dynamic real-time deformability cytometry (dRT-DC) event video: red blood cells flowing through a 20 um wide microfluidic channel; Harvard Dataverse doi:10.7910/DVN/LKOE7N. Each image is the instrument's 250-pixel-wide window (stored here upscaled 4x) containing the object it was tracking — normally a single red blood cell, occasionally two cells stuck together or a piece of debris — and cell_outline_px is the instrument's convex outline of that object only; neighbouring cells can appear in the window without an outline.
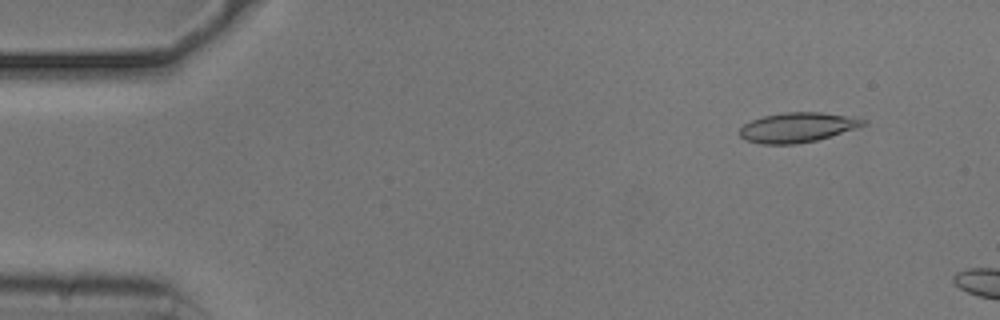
{"species": "common noctule bat (a hibernating species)", "species_latin": "Nyctalus noctula", "temperature_condition": "cold", "stored_images_in_passage": 11, "camera_frame_rate_fps": 3000, "um_per_image_px": 0.085, "animal": {"sex": "male", "body_mass_g": 20.5, "forearm_length_mm": 52.5}, "frame": {"image": 1, "passage_image": 4, "time_ms": 1.0, "image_size_px": [1000, 320], "cell_outline_px": [[868, 120], [864, 124], [856, 128], [816, 140], [796, 144], [760, 144], [744, 140], [740, 136], [740, 128], [744, 124], [752, 120], [764, 116], [784, 112], [820, 112]], "centroid_in_image_um": [67.72, 10.84], "position_along_channel_um": 17.3, "area_um2": 21.15}}